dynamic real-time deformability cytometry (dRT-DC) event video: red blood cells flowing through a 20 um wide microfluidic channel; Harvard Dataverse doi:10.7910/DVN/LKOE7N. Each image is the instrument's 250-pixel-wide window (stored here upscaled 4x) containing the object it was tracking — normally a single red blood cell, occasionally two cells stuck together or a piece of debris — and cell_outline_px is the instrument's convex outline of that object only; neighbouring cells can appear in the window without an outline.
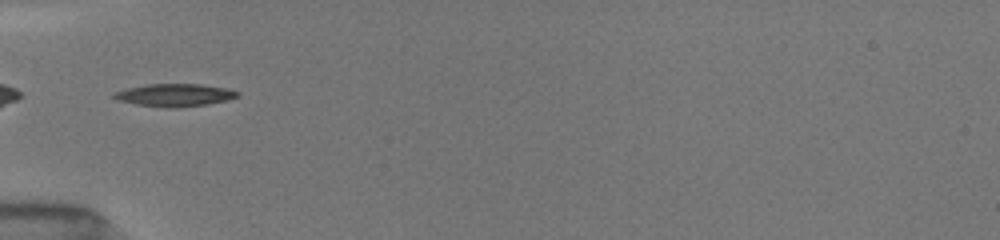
{"species": "common noctule bat (a hibernating species)", "species_latin": "Nyctalus noctula", "temperature_condition": "room temperature", "stored_images_in_passage": 27, "camera_frame_rate_fps": 3000, "um_per_image_px": 0.085, "animal": {"sex": "female", "body_mass_g": 19.5, "forearm_length_mm": 54.1}, "frame": {"image": 1, "passage_image": 1, "time_ms": 0.0, "image_size_px": [1000, 240], "cell_outline_px": [[240, 96], [228, 100], [208, 104], [176, 108], [164, 108], [136, 104], [120, 100], [112, 96], [112, 92], [128, 88], [148, 84], [200, 84], [228, 88], [240, 92]], "centroid_in_image_um": [14.89, 8.08], "position_along_channel_um": 70.1, "area_um2": 16.42}}
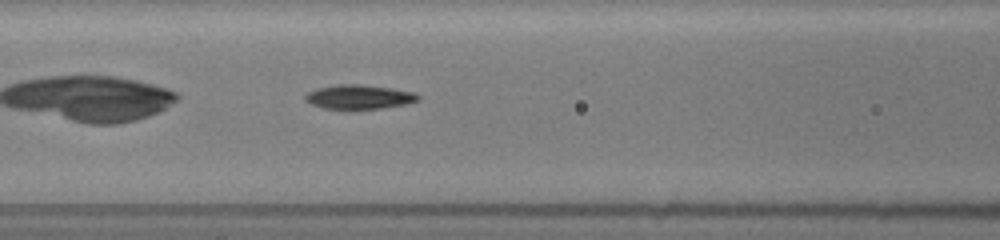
{"frame": {"image": 2, "passage_image": 5, "time_ms": 1.667, "image_size_px": [1000, 240], "cell_outline_px": [[420, 100], [404, 104], [380, 108], [324, 108], [312, 104], [304, 100], [304, 96], [308, 92], [316, 88], [340, 84], [360, 84], [392, 88], [416, 92], [420, 96]], "centroid_in_image_um": [30.54, 8.21], "position_along_channel_um": 136.1, "area_um2": 15.78}}
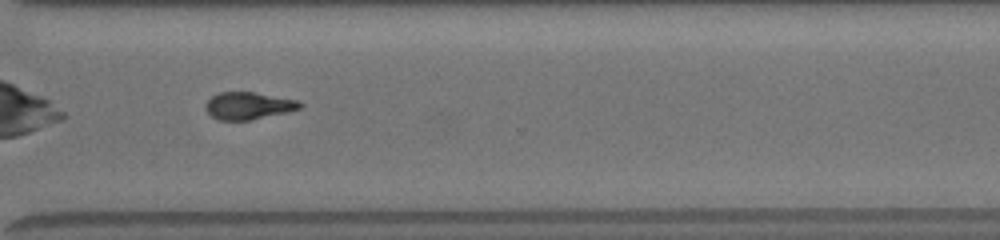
{"frame": {"image": 3, "passage_image": 20, "time_ms": 7.0, "image_size_px": [1000, 240], "cell_outline_px": [[304, 104], [300, 108], [288, 112], [248, 120], [220, 120], [212, 116], [204, 108], [204, 104], [212, 96], [220, 92], [252, 92], [300, 100]], "centroid_in_image_um": [21.13, 8.98], "position_along_channel_um": 349.5, "area_um2": 14.97}, "authors_computed_cell_mechanics": {"area_um2": 15.7794, "velocity_mm_per_s": 4.0138, "shape_relaxation_time_tau1_ms": 3.9032, "shape_relaxation_time_tau2_ms": 1.9116, "deformation_change_tau1": 0.138, "deformation_change_tau2": 0.0777}}